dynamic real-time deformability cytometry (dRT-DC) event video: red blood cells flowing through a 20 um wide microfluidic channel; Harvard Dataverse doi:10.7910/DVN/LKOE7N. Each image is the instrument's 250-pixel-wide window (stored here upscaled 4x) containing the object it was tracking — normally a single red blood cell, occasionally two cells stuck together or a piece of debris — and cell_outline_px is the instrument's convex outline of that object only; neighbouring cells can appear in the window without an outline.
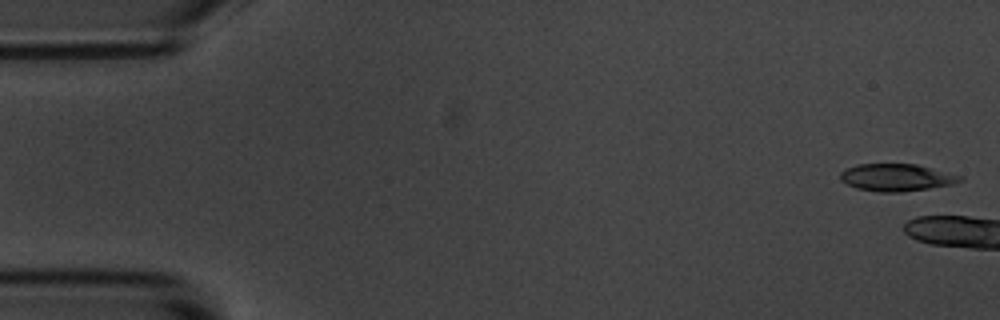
{"species": "common noctule bat (a hibernating species)", "species_latin": "Nyctalus noctula", "temperature_condition": "room temperature", "stored_images_in_passage": 4, "camera_frame_rate_fps": 3000, "um_per_image_px": 0.085, "animal": {"sex": "male", "body_mass_g": 20.1, "forearm_length_mm": 53.5}, "frame": {"image": 1, "passage_image": 1, "time_ms": 0.0, "image_size_px": [1000, 320], "cell_outline_px": [[964, 180], [952, 184], [928, 188], [900, 192], [880, 192], [856, 188], [840, 180], [840, 172], [844, 168], [856, 164], [916, 164], [964, 176]], "centroid_in_image_um": [76.19, 15.07], "position_along_channel_um": 8.8, "area_um2": 19.07}}